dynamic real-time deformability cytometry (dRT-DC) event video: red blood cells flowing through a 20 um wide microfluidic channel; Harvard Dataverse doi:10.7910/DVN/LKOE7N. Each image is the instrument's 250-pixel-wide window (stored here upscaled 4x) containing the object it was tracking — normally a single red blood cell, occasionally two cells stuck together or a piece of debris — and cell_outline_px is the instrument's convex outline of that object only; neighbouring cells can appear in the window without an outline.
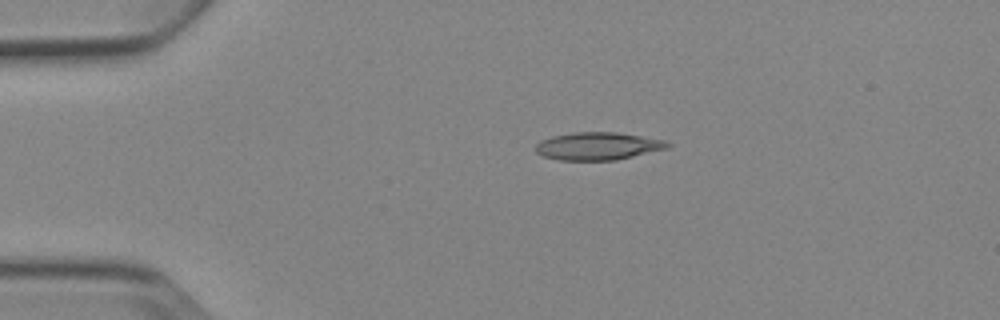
{"species": "Egyptian fruit bat (a non-hibernating species)", "species_latin": "Rousettus aegyptiacus", "temperature_condition": "cold", "stored_images_in_passage": 7, "camera_frame_rate_fps": 3000, "um_per_image_px": 0.085, "animal": {"sex": "female"}, "frame": {"image": 1, "passage_image": 3, "time_ms": 3.333, "image_size_px": [1000, 320], "cell_outline_px": [[672, 144], [668, 148], [616, 160], [560, 160], [544, 156], [536, 152], [536, 144], [540, 140], [552, 136], [576, 132], [616, 132], [664, 140]], "centroid_in_image_um": [50.82, 12.42], "position_along_channel_um": 34.2, "area_um2": 21.15}}
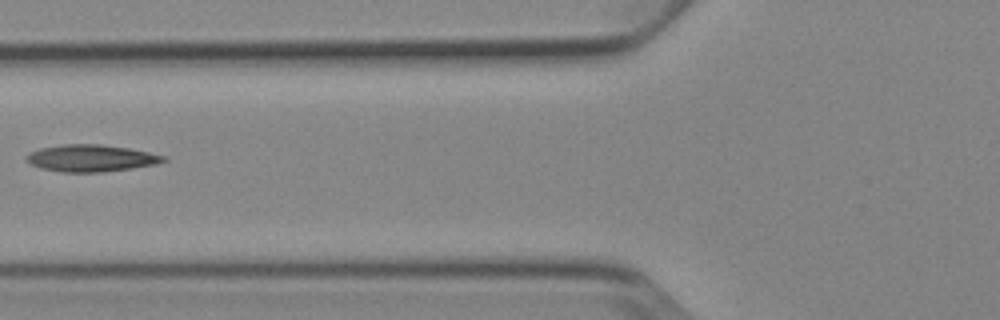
{"frame": {"image": 2, "passage_image": 6, "time_ms": 6.667, "image_size_px": [1000, 320], "cell_outline_px": [[168, 160], [156, 164], [132, 168], [100, 172], [60, 172], [40, 168], [32, 164], [24, 156], [40, 148], [64, 144], [100, 144], [128, 148], [168, 156]], "centroid_in_image_um": [7.77, 13.44], "position_along_channel_um": 118.0, "area_um2": 21.44}}
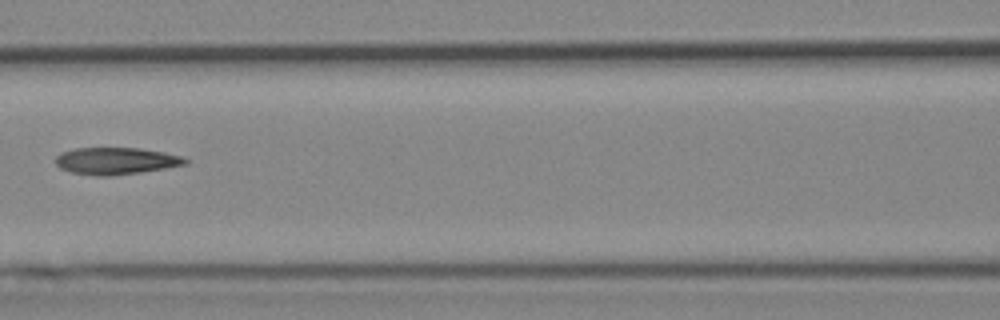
{"frame": {"image": 3, "passage_image": 7, "time_ms": 7.667, "image_size_px": [1000, 320], "cell_outline_px": [[188, 164], [140, 172], [108, 176], [96, 176], [72, 172], [60, 168], [56, 164], [56, 156], [60, 152], [76, 148], [140, 148], [164, 152], [180, 156], [188, 160]], "centroid_in_image_um": [9.84, 13.67], "position_along_channel_um": 156.8, "area_um2": 20.29}}